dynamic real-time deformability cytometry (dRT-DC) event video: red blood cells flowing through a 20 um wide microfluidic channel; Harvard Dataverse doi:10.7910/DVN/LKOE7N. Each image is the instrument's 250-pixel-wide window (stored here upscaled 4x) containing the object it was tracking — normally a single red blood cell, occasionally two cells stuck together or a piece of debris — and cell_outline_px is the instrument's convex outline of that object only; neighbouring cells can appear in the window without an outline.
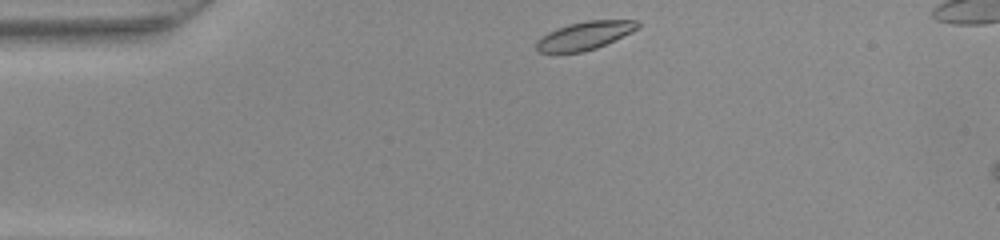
{"species": "common noctule bat (a hibernating species)", "species_latin": "Nyctalus noctula", "temperature_condition": "warm", "stored_images_in_passage": 41, "segment_of_instrument_passage": [1, 2], "camera_frame_rate_fps": 3000, "um_per_image_px": 0.085, "animal": {"sex": "female", "body_mass_g": 22.0, "forearm_length_mm": 56.7}, "frame": {"image": 1, "passage_image": 1, "time_ms": 0.0, "image_size_px": [1000, 240], "cell_outline_px": [[640, 24], [632, 32], [596, 48], [584, 52], [536, 52], [536, 40], [548, 32], [568, 24], [588, 20], [636, 20]], "centroid_in_image_um": [49.67, 3.02], "position_along_channel_um": 35.3, "area_um2": 16.47}}
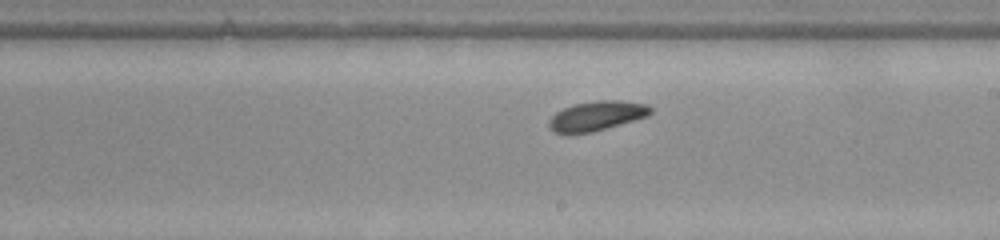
{"frame": {"image": 2, "passage_image": 19, "time_ms": 6.0, "image_size_px": [1000, 240], "cell_outline_px": [[652, 112], [648, 116], [592, 132], [568, 136], [564, 136], [552, 132], [548, 128], [548, 120], [556, 112], [564, 108], [576, 104], [596, 100], [620, 100], [648, 104], [652, 108]], "centroid_in_image_um": [50.66, 9.88], "position_along_channel_um": 238.3, "area_um2": 17.98}}
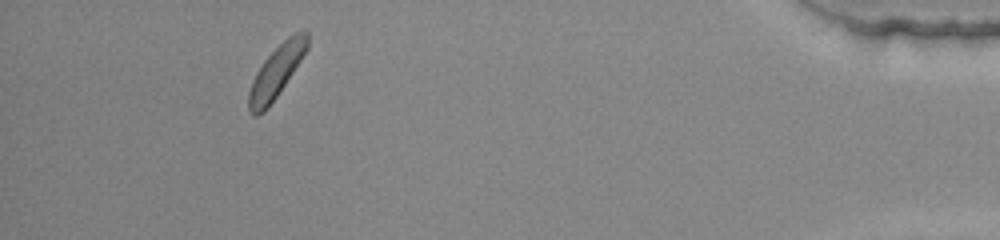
{"frame": {"image": 3, "passage_image": 36, "time_ms": 11.667, "image_size_px": [1000, 240], "cell_outline_px": [[308, 48], [276, 96], [264, 112], [256, 116], [252, 116], [248, 112], [248, 92], [252, 80], [256, 72], [264, 60], [288, 36], [304, 28], [308, 32]], "centroid_in_image_um": [23.46, 6.1], "position_along_channel_um": 411.7, "area_um2": 17.51}}